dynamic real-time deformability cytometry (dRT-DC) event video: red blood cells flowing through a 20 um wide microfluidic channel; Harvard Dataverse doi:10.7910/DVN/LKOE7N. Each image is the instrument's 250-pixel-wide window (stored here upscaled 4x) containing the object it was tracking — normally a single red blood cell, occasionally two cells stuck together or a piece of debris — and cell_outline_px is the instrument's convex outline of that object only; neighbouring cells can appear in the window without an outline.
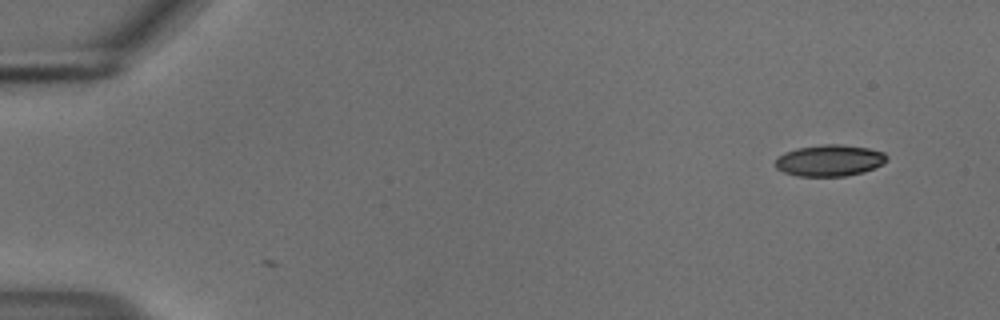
{"species": "common noctule bat (a hibernating species)", "species_latin": "Nyctalus noctula", "temperature_condition": "cold", "stored_images_in_passage": 2, "camera_frame_rate_fps": 3000, "um_per_image_px": 0.085, "animal": {"sex": "male", "body_mass_g": 18.8}, "frame": {"image": 1, "passage_image": 2, "time_ms": 0.333, "image_size_px": [1000, 320], "cell_outline_px": [[888, 160], [884, 164], [864, 172], [844, 176], [796, 176], [784, 172], [776, 168], [776, 160], [784, 152], [796, 148], [824, 144], [840, 144], [868, 148], [884, 152], [888, 156]], "centroid_in_image_um": [70.55, 13.64], "position_along_channel_um": 14.5, "area_um2": 20.52}}